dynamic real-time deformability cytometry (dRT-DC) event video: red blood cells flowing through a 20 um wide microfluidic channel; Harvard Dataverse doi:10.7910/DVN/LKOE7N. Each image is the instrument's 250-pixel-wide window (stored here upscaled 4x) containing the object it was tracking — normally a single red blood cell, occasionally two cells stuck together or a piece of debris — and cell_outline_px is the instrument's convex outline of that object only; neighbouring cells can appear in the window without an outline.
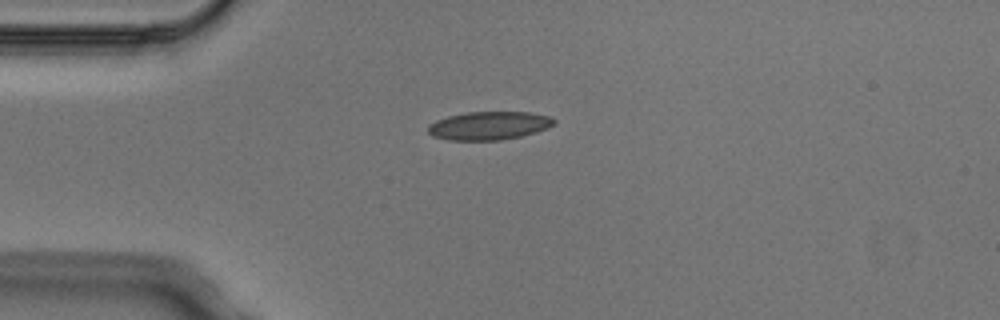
{"species": "Egyptian fruit bat (a non-hibernating species)", "species_latin": "Rousettus aegyptiacus", "temperature_condition": "cold", "stored_images_in_passage": 3, "camera_frame_rate_fps": 3000, "um_per_image_px": 0.085, "animal": {"sex": "male"}, "frame": {"image": 1, "passage_image": 1, "time_ms": 0.0, "image_size_px": [1000, 320], "cell_outline_px": [[556, 124], [548, 128], [536, 132], [520, 136], [500, 140], [448, 140], [432, 136], [428, 132], [428, 124], [436, 120], [448, 116], [468, 112], [528, 112], [548, 116], [556, 120]], "centroid_in_image_um": [41.56, 10.68], "position_along_channel_um": 43.4, "area_um2": 20.81}}
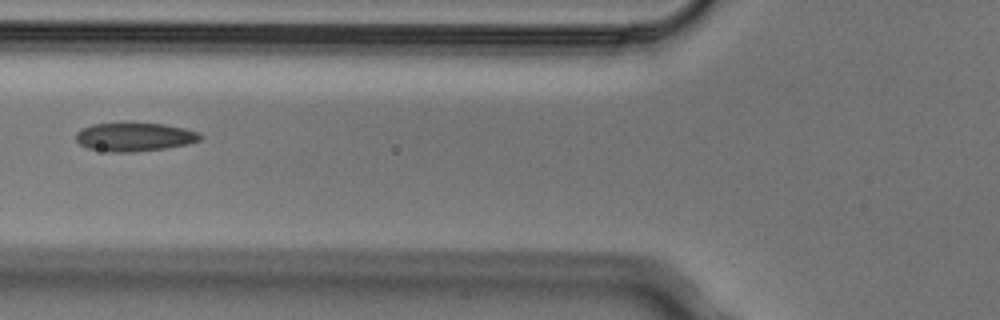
{"frame": {"image": 2, "passage_image": 3, "time_ms": 0.667, "image_size_px": [1000, 320], "cell_outline_px": [[204, 136], [200, 140], [188, 144], [164, 148], [132, 152], [108, 152], [88, 148], [80, 144], [76, 140], [76, 132], [80, 128], [92, 124], [164, 124], [184, 128], [200, 132]], "centroid_in_image_um": [11.44, 11.65], "position_along_channel_um": 114.4, "area_um2": 20.58}}